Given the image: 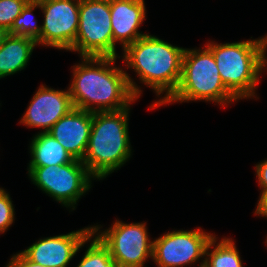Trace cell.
<instances>
[{"mask_svg":"<svg viewBox=\"0 0 267 267\" xmlns=\"http://www.w3.org/2000/svg\"><path fill=\"white\" fill-rule=\"evenodd\" d=\"M73 65V76L67 87L73 107L81 110L117 111L129 107L142 91L129 74L116 67L117 58L82 56Z\"/></svg>","mask_w":267,"mask_h":267,"instance_id":"6da1fadb","label":"cell"},{"mask_svg":"<svg viewBox=\"0 0 267 267\" xmlns=\"http://www.w3.org/2000/svg\"><path fill=\"white\" fill-rule=\"evenodd\" d=\"M185 48L174 46L157 36L147 34L123 50L126 68L133 69L140 83L154 91L160 99L149 109L162 106L176 91L182 74ZM165 93L164 96L161 95Z\"/></svg>","mask_w":267,"mask_h":267,"instance_id":"7a4b0ae2","label":"cell"},{"mask_svg":"<svg viewBox=\"0 0 267 267\" xmlns=\"http://www.w3.org/2000/svg\"><path fill=\"white\" fill-rule=\"evenodd\" d=\"M130 107L92 112L88 147L82 162L98 181L121 169L132 156L128 132Z\"/></svg>","mask_w":267,"mask_h":267,"instance_id":"3957f363","label":"cell"},{"mask_svg":"<svg viewBox=\"0 0 267 267\" xmlns=\"http://www.w3.org/2000/svg\"><path fill=\"white\" fill-rule=\"evenodd\" d=\"M205 46L215 58L224 86L238 100L258 99L256 87L267 70V35L223 44L210 41Z\"/></svg>","mask_w":267,"mask_h":267,"instance_id":"277c9868","label":"cell"},{"mask_svg":"<svg viewBox=\"0 0 267 267\" xmlns=\"http://www.w3.org/2000/svg\"><path fill=\"white\" fill-rule=\"evenodd\" d=\"M198 100L212 101L223 108L232 102H238V99L224 86L215 58L205 45L202 49L185 48L179 85L163 105Z\"/></svg>","mask_w":267,"mask_h":267,"instance_id":"5b68a950","label":"cell"},{"mask_svg":"<svg viewBox=\"0 0 267 267\" xmlns=\"http://www.w3.org/2000/svg\"><path fill=\"white\" fill-rule=\"evenodd\" d=\"M27 171L29 179L38 189L71 211L90 190L92 180H96L84 163L77 159L67 164L28 166Z\"/></svg>","mask_w":267,"mask_h":267,"instance_id":"8992f818","label":"cell"},{"mask_svg":"<svg viewBox=\"0 0 267 267\" xmlns=\"http://www.w3.org/2000/svg\"><path fill=\"white\" fill-rule=\"evenodd\" d=\"M71 52L80 57H121L113 42L109 0H80L79 26Z\"/></svg>","mask_w":267,"mask_h":267,"instance_id":"52a82bcc","label":"cell"},{"mask_svg":"<svg viewBox=\"0 0 267 267\" xmlns=\"http://www.w3.org/2000/svg\"><path fill=\"white\" fill-rule=\"evenodd\" d=\"M93 225L92 232L109 249L117 267H145L153 257V240L150 239L146 222L125 223L116 219L111 227L100 230Z\"/></svg>","mask_w":267,"mask_h":267,"instance_id":"ba28073f","label":"cell"},{"mask_svg":"<svg viewBox=\"0 0 267 267\" xmlns=\"http://www.w3.org/2000/svg\"><path fill=\"white\" fill-rule=\"evenodd\" d=\"M215 234L198 227L192 230H172L153 240L152 260L157 267H184L201 259L204 266L205 250Z\"/></svg>","mask_w":267,"mask_h":267,"instance_id":"9c48e42d","label":"cell"},{"mask_svg":"<svg viewBox=\"0 0 267 267\" xmlns=\"http://www.w3.org/2000/svg\"><path fill=\"white\" fill-rule=\"evenodd\" d=\"M44 15L40 45L71 51L79 26L80 0H37Z\"/></svg>","mask_w":267,"mask_h":267,"instance_id":"30bf717a","label":"cell"},{"mask_svg":"<svg viewBox=\"0 0 267 267\" xmlns=\"http://www.w3.org/2000/svg\"><path fill=\"white\" fill-rule=\"evenodd\" d=\"M92 225L56 236L39 238L21 251L30 261L45 267H67L77 252L88 242Z\"/></svg>","mask_w":267,"mask_h":267,"instance_id":"8fae6325","label":"cell"},{"mask_svg":"<svg viewBox=\"0 0 267 267\" xmlns=\"http://www.w3.org/2000/svg\"><path fill=\"white\" fill-rule=\"evenodd\" d=\"M73 108L68 88L56 90L42 84L33 94L19 123L26 127L43 129L41 132L46 133Z\"/></svg>","mask_w":267,"mask_h":267,"instance_id":"7c38bea8","label":"cell"},{"mask_svg":"<svg viewBox=\"0 0 267 267\" xmlns=\"http://www.w3.org/2000/svg\"><path fill=\"white\" fill-rule=\"evenodd\" d=\"M92 112L73 108L48 131L71 154L82 161L89 142Z\"/></svg>","mask_w":267,"mask_h":267,"instance_id":"4fadbf2b","label":"cell"},{"mask_svg":"<svg viewBox=\"0 0 267 267\" xmlns=\"http://www.w3.org/2000/svg\"><path fill=\"white\" fill-rule=\"evenodd\" d=\"M145 0H109L113 42L120 43L122 51L147 35L139 28L146 19Z\"/></svg>","mask_w":267,"mask_h":267,"instance_id":"5bb4252c","label":"cell"},{"mask_svg":"<svg viewBox=\"0 0 267 267\" xmlns=\"http://www.w3.org/2000/svg\"><path fill=\"white\" fill-rule=\"evenodd\" d=\"M36 46L32 38L10 34L0 46V79L24 70Z\"/></svg>","mask_w":267,"mask_h":267,"instance_id":"9a60e30c","label":"cell"},{"mask_svg":"<svg viewBox=\"0 0 267 267\" xmlns=\"http://www.w3.org/2000/svg\"><path fill=\"white\" fill-rule=\"evenodd\" d=\"M31 160L28 166H49L73 162L75 159L48 132H38L29 144Z\"/></svg>","mask_w":267,"mask_h":267,"instance_id":"2e32d148","label":"cell"},{"mask_svg":"<svg viewBox=\"0 0 267 267\" xmlns=\"http://www.w3.org/2000/svg\"><path fill=\"white\" fill-rule=\"evenodd\" d=\"M216 236L214 235L206 246L204 267H243L239 250L233 239L228 237L218 239L219 237Z\"/></svg>","mask_w":267,"mask_h":267,"instance_id":"e0dca14e","label":"cell"},{"mask_svg":"<svg viewBox=\"0 0 267 267\" xmlns=\"http://www.w3.org/2000/svg\"><path fill=\"white\" fill-rule=\"evenodd\" d=\"M37 8H39V2L37 0H30L15 19L9 33L32 38L37 41L39 46L41 25H38V20L33 16V12Z\"/></svg>","mask_w":267,"mask_h":267,"instance_id":"ac0fdd59","label":"cell"},{"mask_svg":"<svg viewBox=\"0 0 267 267\" xmlns=\"http://www.w3.org/2000/svg\"><path fill=\"white\" fill-rule=\"evenodd\" d=\"M90 244L76 267H117L109 249L92 232Z\"/></svg>","mask_w":267,"mask_h":267,"instance_id":"d6986e66","label":"cell"},{"mask_svg":"<svg viewBox=\"0 0 267 267\" xmlns=\"http://www.w3.org/2000/svg\"><path fill=\"white\" fill-rule=\"evenodd\" d=\"M30 0H0V26L11 29L15 19L20 15Z\"/></svg>","mask_w":267,"mask_h":267,"instance_id":"ffe728a7","label":"cell"},{"mask_svg":"<svg viewBox=\"0 0 267 267\" xmlns=\"http://www.w3.org/2000/svg\"><path fill=\"white\" fill-rule=\"evenodd\" d=\"M9 192L0 188V233H5L15 221V207Z\"/></svg>","mask_w":267,"mask_h":267,"instance_id":"44dd1931","label":"cell"},{"mask_svg":"<svg viewBox=\"0 0 267 267\" xmlns=\"http://www.w3.org/2000/svg\"><path fill=\"white\" fill-rule=\"evenodd\" d=\"M255 167V174L261 189L260 194L267 192V159L258 162Z\"/></svg>","mask_w":267,"mask_h":267,"instance_id":"7402d4cb","label":"cell"},{"mask_svg":"<svg viewBox=\"0 0 267 267\" xmlns=\"http://www.w3.org/2000/svg\"><path fill=\"white\" fill-rule=\"evenodd\" d=\"M5 267H45L30 261L21 251L12 255Z\"/></svg>","mask_w":267,"mask_h":267,"instance_id":"603a6c76","label":"cell"},{"mask_svg":"<svg viewBox=\"0 0 267 267\" xmlns=\"http://www.w3.org/2000/svg\"><path fill=\"white\" fill-rule=\"evenodd\" d=\"M254 214L267 218V192L260 194Z\"/></svg>","mask_w":267,"mask_h":267,"instance_id":"cb8c5ba5","label":"cell"},{"mask_svg":"<svg viewBox=\"0 0 267 267\" xmlns=\"http://www.w3.org/2000/svg\"><path fill=\"white\" fill-rule=\"evenodd\" d=\"M10 35L9 30L0 26V46L4 43L7 37Z\"/></svg>","mask_w":267,"mask_h":267,"instance_id":"d4e9b609","label":"cell"}]
</instances>
